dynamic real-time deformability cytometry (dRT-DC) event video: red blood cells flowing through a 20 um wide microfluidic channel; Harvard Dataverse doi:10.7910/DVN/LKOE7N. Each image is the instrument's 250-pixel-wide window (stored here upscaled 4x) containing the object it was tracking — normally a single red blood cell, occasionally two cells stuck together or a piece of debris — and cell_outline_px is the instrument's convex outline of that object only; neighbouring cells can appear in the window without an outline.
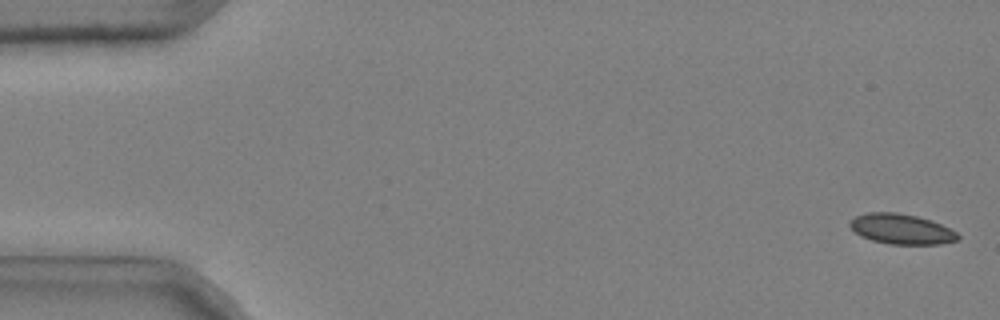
{"species": "common noctule bat (a hibernating species)", "species_latin": "Nyctalus noctula", "temperature_condition": "cold", "stored_images_in_passage": 9, "camera_frame_rate_fps": 3000, "um_per_image_px": 0.085, "animal": {"sex": "male", "body_mass_g": 20.4}, "frame": {"image": 1, "passage_image": 2, "time_ms": 0.333, "image_size_px": [1000, 320], "cell_outline_px": [[960, 240], [940, 244], [888, 244], [872, 240], [860, 236], [848, 224], [856, 216], [868, 212], [896, 212], [916, 216], [932, 220], [956, 232], [960, 236]], "centroid_in_image_um": [76.63, 19.47], "position_along_channel_um": 8.4, "area_um2": 18.96}}